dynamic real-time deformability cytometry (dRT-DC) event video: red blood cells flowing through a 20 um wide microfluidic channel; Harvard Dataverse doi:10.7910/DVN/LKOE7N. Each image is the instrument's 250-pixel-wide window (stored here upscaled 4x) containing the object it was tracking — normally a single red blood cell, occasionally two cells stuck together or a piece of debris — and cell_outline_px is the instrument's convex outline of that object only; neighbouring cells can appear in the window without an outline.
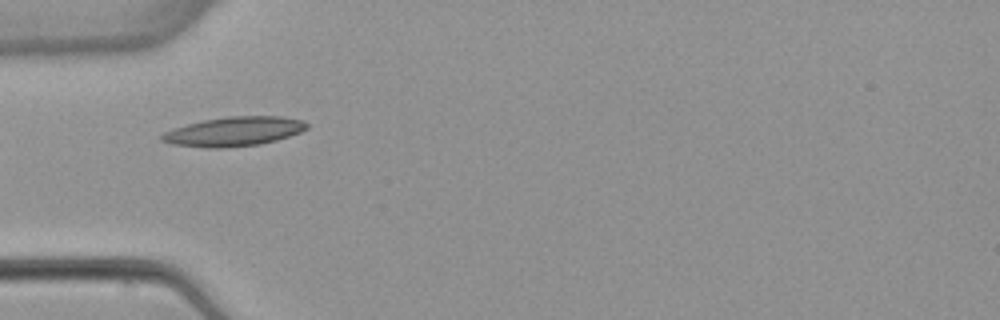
{"species": "common noctule bat (a hibernating species)", "species_latin": "Nyctalus noctula", "temperature_condition": "warm", "stored_images_in_passage": 5, "camera_frame_rate_fps": 3000, "um_per_image_px": 0.085, "animal": {"sex": "female", "body_mass_g": 22.7, "forearm_length_mm": 54.2}, "frame": {"image": 1, "passage_image": 3, "time_ms": 3.333, "image_size_px": [1000, 320], "cell_outline_px": [[308, 128], [300, 132], [276, 140], [260, 144], [224, 148], [208, 148], [172, 144], [160, 140], [160, 136], [164, 132], [188, 124], [204, 120], [228, 116], [280, 116], [304, 120], [308, 124]], "centroid_in_image_um": [19.9, 11.17], "position_along_channel_um": 65.1, "area_um2": 24.68}}
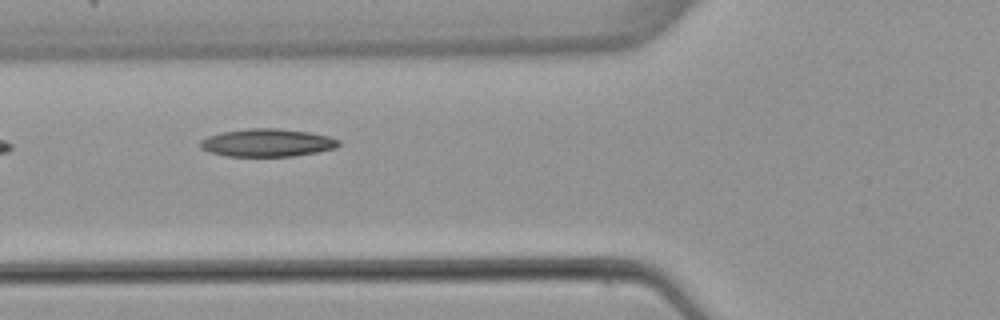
{"frame": {"image": 2, "passage_image": 4, "time_ms": 4.333, "image_size_px": [1000, 320], "cell_outline_px": [[340, 144], [336, 148], [316, 152], [292, 156], [228, 156], [208, 152], [200, 148], [200, 140], [208, 136], [224, 132], [248, 128], [276, 128], [308, 132], [328, 136], [340, 140]], "centroid_in_image_um": [22.7, 12.13], "position_along_channel_um": 103.1, "area_um2": 22.37}}
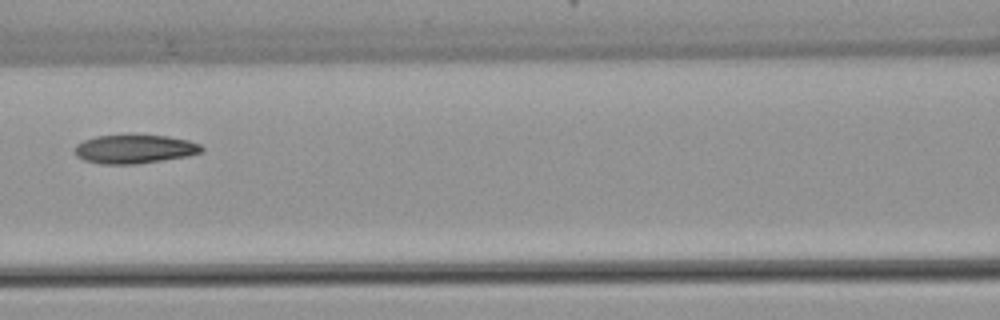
{"frame": {"image": 3, "passage_image": 5, "time_ms": 5.667, "image_size_px": [1000, 320], "cell_outline_px": [[204, 148], [200, 152], [188, 156], [136, 164], [100, 164], [84, 160], [76, 156], [72, 148], [76, 144], [84, 140], [96, 136], [168, 136], [188, 140], [200, 144]], "centroid_in_image_um": [11.39, 12.68], "position_along_channel_um": 155.2, "area_um2": 21.1}}